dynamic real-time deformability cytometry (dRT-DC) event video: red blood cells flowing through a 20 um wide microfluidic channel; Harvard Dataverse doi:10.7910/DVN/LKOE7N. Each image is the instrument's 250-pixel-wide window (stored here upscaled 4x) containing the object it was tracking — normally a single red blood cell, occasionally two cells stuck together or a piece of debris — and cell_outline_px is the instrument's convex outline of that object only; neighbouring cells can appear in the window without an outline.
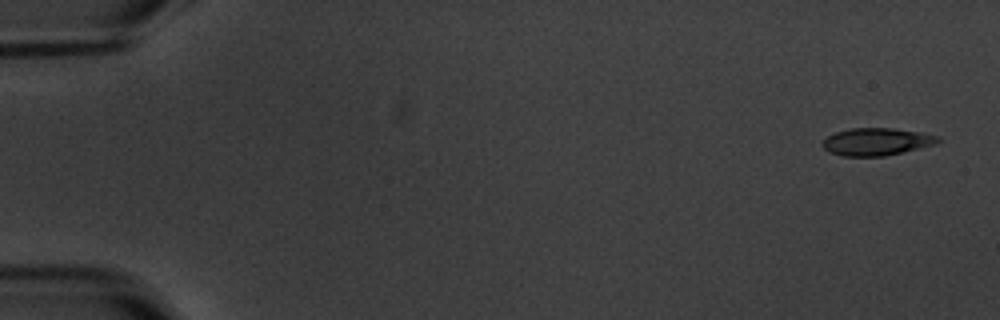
{"species": "common noctule bat (a hibernating species)", "species_latin": "Nyctalus noctula", "temperature_condition": "warm", "stored_images_in_passage": 5, "camera_frame_rate_fps": 3000, "um_per_image_px": 0.085, "animal": {"sex": "male", "body_mass_g": 20.1, "forearm_length_mm": 53.5}, "frame": {"image": 1, "passage_image": 1, "time_ms": 0.0, "image_size_px": [1000, 320], "cell_outline_px": [[940, 140], [936, 144], [884, 156], [844, 156], [828, 152], [820, 144], [828, 136], [836, 132], [852, 128], [892, 128], [920, 132], [940, 136]], "centroid_in_image_um": [74.5, 12.04], "position_along_channel_um": 10.5, "area_um2": 18.38}}
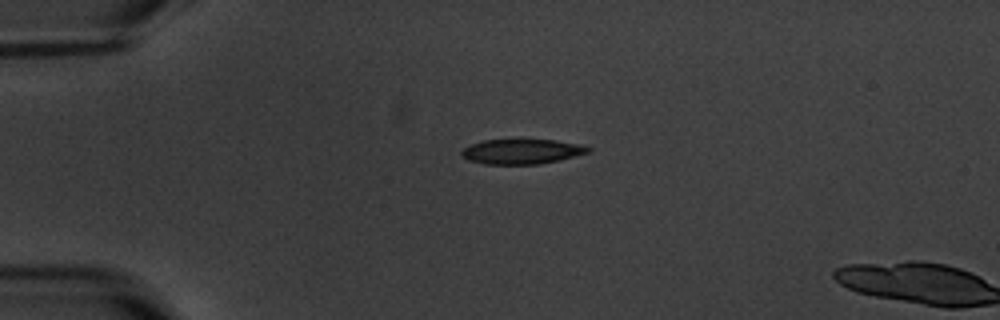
{"frame": {"image": 2, "passage_image": 4, "time_ms": 4.0, "image_size_px": [1000, 320], "cell_outline_px": [[592, 152], [560, 160], [540, 164], [484, 164], [468, 160], [460, 156], [460, 152], [468, 144], [484, 140], [556, 140], [580, 144], [592, 148]], "centroid_in_image_um": [44.35, 12.88], "position_along_channel_um": 40.6, "area_um2": 18.61}}